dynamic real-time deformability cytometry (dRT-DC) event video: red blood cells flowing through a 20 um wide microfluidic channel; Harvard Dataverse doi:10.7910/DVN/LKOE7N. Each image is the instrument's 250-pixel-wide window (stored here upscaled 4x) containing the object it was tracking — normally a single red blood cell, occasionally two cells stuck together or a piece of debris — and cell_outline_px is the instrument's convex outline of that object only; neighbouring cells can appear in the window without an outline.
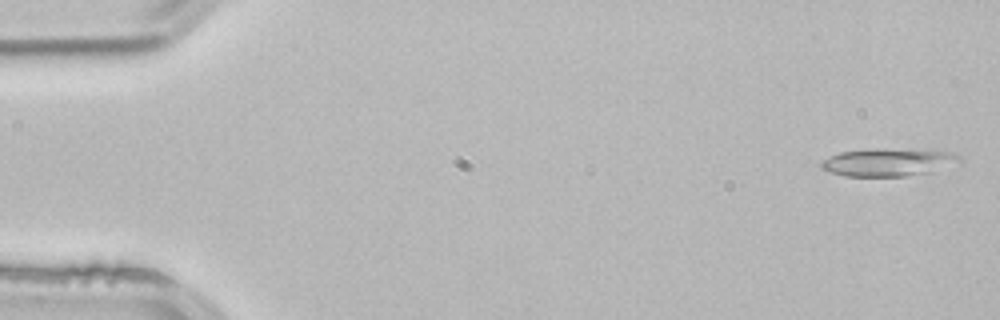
{"species": "common noctule bat (a hibernating species)", "species_latin": "Nyctalus noctula", "temperature_condition": "room temperature", "stored_images_in_passage": 4, "camera_frame_rate_fps": 3000, "um_per_image_px": 0.085, "animal": {"sex": "male", "body_mass_g": 21.5, "forearm_length_mm": 52.0}, "frame": {"image": 1, "passage_image": 1, "time_ms": 0.0, "image_size_px": [1000, 320], "cell_outline_px": [[964, 164], [932, 172], [904, 176], [844, 176], [828, 172], [820, 168], [820, 160], [840, 152], [868, 148], [876, 148], [952, 152], [960, 156], [964, 160]], "centroid_in_image_um": [75.55, 13.8], "position_along_channel_um": 9.5, "area_um2": 23.0}}
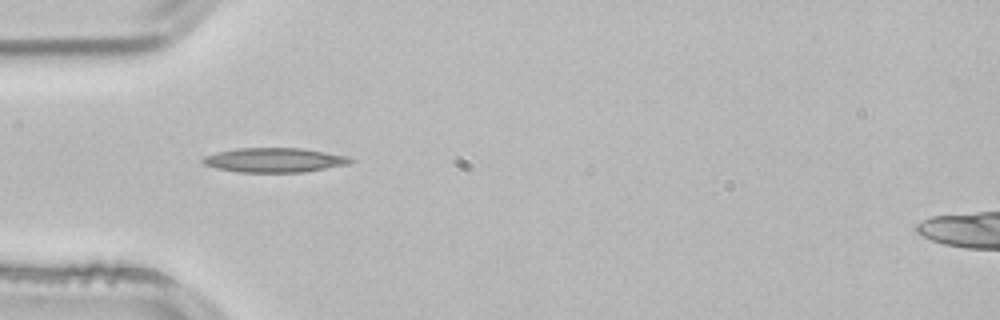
{"frame": {"image": 2, "passage_image": 4, "time_ms": 1.0, "image_size_px": [1000, 320], "cell_outline_px": [[356, 160], [348, 164], [304, 172], [236, 172], [216, 168], [204, 164], [200, 160], [204, 156], [236, 148], [300, 148], [348, 156]], "centroid_in_image_um": [23.32, 13.61], "position_along_channel_um": 61.7, "area_um2": 20.92}}